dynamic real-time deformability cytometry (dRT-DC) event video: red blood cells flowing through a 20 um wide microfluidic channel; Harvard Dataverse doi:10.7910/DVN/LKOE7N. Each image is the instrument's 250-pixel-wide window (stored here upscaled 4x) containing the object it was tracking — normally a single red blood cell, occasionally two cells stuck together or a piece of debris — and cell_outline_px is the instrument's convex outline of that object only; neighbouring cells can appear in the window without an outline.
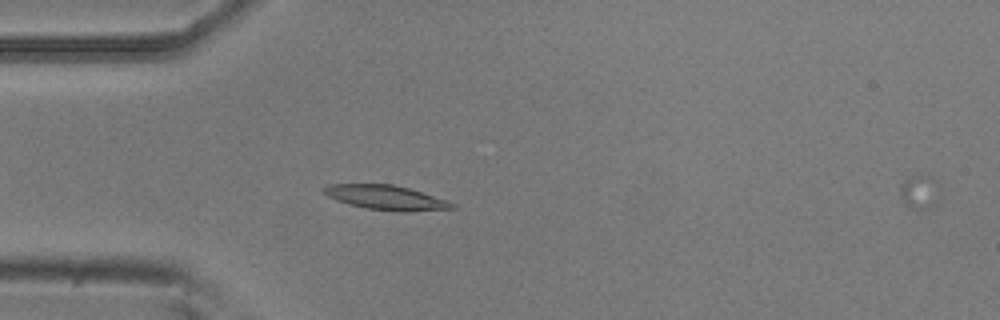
{"species": "common noctule bat (a hibernating species)", "species_latin": "Nyctalus noctula", "temperature_condition": "room temperature", "stored_images_in_passage": 15, "camera_frame_rate_fps": 3000, "um_per_image_px": 0.085, "animal": {"sex": "male", "body_mass_g": 20.5, "forearm_length_mm": 52.5}, "frame": {"image": 1, "passage_image": 13, "time_ms": 4.0, "image_size_px": [1000, 320], "cell_outline_px": [[456, 208], [408, 212], [400, 212], [368, 208], [348, 204], [336, 200], [320, 192], [320, 188], [328, 184], [392, 184], [408, 188], [448, 200], [456, 204]], "centroid_in_image_um": [32.79, 16.79], "position_along_channel_um": 52.2, "area_um2": 18.5}}